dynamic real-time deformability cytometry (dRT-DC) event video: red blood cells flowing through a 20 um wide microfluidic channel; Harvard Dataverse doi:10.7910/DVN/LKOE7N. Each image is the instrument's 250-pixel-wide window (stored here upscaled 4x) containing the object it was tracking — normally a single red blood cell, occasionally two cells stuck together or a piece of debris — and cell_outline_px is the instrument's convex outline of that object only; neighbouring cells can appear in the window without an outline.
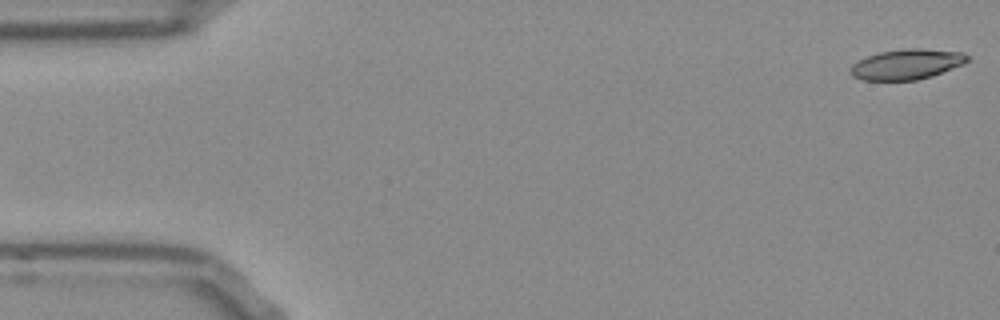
{"species": "Egyptian fruit bat (a non-hibernating species)", "species_latin": "Rousettus aegyptiacus", "temperature_condition": "room temperature", "stored_images_in_passage": 52, "camera_frame_rate_fps": 3000, "um_per_image_px": 0.085, "frame": {"image": 1, "passage_image": 1, "time_ms": 0.0, "image_size_px": [1000, 320], "cell_outline_px": [[968, 60], [964, 64], [932, 76], [916, 80], [864, 80], [852, 76], [848, 72], [848, 68], [852, 64], [868, 56], [880, 52], [908, 48], [920, 48], [964, 52], [968, 56]], "centroid_in_image_um": [77.06, 5.46], "position_along_channel_um": 7.9, "area_um2": 20.69}}
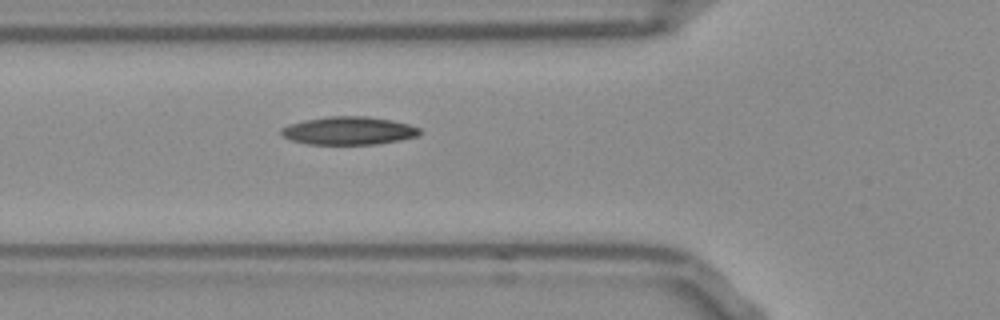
{"frame": {"image": 2, "passage_image": 18, "time_ms": 5.667, "image_size_px": [1000, 320], "cell_outline_px": [[424, 132], [416, 136], [400, 140], [376, 144], [308, 144], [292, 140], [280, 136], [280, 128], [288, 124], [304, 120], [328, 116], [368, 116], [392, 120], [408, 124], [420, 128]], "centroid_in_image_um": [29.62, 11.1], "position_along_channel_um": 96.2, "area_um2": 22.83}}
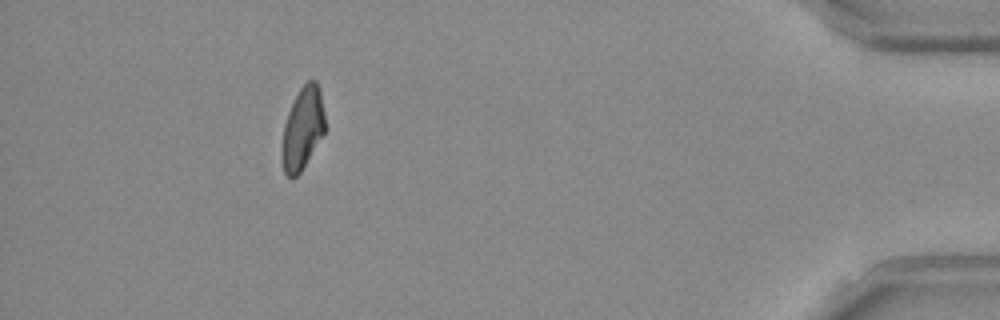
{"frame": {"image": 3, "passage_image": 47, "time_ms": 15.333, "image_size_px": [1000, 320], "cell_outline_px": [[324, 132], [300, 172], [292, 180], [284, 172], [280, 156], [280, 148], [284, 124], [288, 112], [300, 88], [308, 80], [316, 80], [320, 88], [324, 112]], "centroid_in_image_um": [25.69, 10.93], "position_along_channel_um": 409.5, "area_um2": 20.63}}